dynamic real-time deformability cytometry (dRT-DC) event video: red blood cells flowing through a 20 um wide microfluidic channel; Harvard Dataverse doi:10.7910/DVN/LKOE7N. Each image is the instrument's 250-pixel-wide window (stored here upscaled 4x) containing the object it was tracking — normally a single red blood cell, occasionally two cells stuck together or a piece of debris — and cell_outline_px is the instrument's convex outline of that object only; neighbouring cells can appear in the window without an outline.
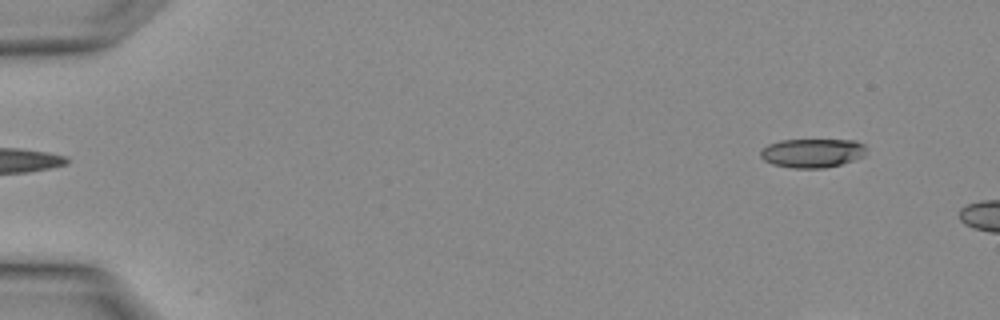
{"species": "Egyptian fruit bat (a non-hibernating species)", "species_latin": "Rousettus aegyptiacus", "temperature_condition": "warm", "stored_images_in_passage": 2, "camera_frame_rate_fps": 3000, "um_per_image_px": 0.085, "animal": {"sex": "female"}, "frame": {"image": 1, "passage_image": 1, "time_ms": 0.0, "image_size_px": [1000, 320], "cell_outline_px": [[864, 156], [856, 160], [824, 168], [792, 168], [772, 164], [764, 160], [760, 156], [760, 152], [768, 144], [780, 140], [856, 140], [864, 144]], "centroid_in_image_um": [69.04, 13.01], "position_along_channel_um": 16.0, "area_um2": 17.86}}